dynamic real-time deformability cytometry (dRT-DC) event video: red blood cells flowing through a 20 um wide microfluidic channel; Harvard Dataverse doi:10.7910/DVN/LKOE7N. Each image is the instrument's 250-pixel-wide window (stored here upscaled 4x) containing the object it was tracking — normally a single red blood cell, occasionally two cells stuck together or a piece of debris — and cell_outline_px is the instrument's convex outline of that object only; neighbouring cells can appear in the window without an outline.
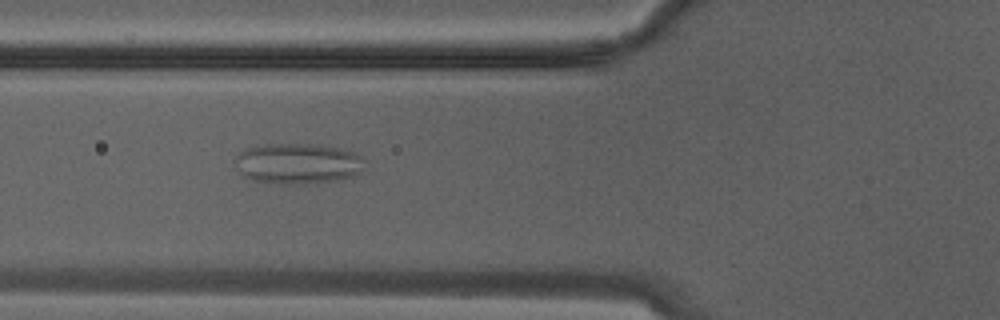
{"species": "Egyptian fruit bat (a non-hibernating species)", "species_latin": "Rousettus aegyptiacus", "temperature_condition": "warm", "stored_images_in_passage": 21, "camera_frame_rate_fps": 3000, "um_per_image_px": 0.085, "animal": {"sex": "male"}, "frame": {"image": 1, "passage_image": 4, "time_ms": 1.0, "image_size_px": [1000, 320], "cell_outline_px": [[364, 160], [360, 172], [352, 176], [336, 180], [304, 184], [284, 184], [252, 180], [244, 176], [240, 172], [232, 160], [240, 152], [248, 148], [264, 144], [320, 144], [340, 148], [356, 152], [364, 156]], "centroid_in_image_um": [25.31, 13.89], "position_along_channel_um": 100.5, "area_um2": 30.92}}
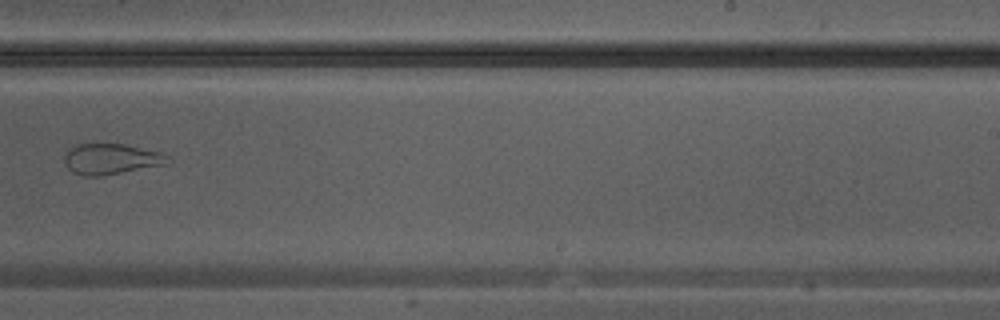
{"frame": {"image": 2, "passage_image": 12, "time_ms": 3.667, "image_size_px": [1000, 320], "cell_outline_px": [[168, 164], [100, 176], [84, 176], [72, 172], [68, 168], [64, 160], [64, 156], [76, 144], [124, 144], [160, 152], [168, 156]], "centroid_in_image_um": [9.44, 13.52], "position_along_channel_um": 279.6, "area_um2": 18.26}}
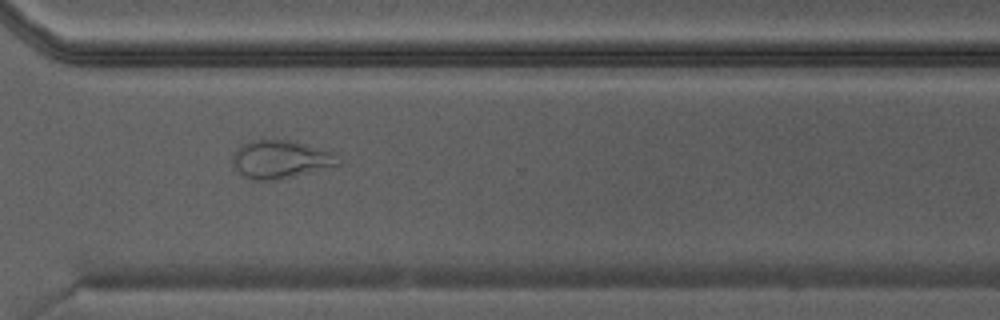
{"frame": {"image": 3, "passage_image": 15, "time_ms": 4.667, "image_size_px": [1000, 320], "cell_outline_px": [[344, 164], [276, 180], [252, 180], [244, 176], [232, 164], [232, 156], [236, 148], [240, 144], [252, 140], [292, 140], [332, 152]], "centroid_in_image_um": [23.83, 13.54], "position_along_channel_um": 346.8, "area_um2": 23.47}}